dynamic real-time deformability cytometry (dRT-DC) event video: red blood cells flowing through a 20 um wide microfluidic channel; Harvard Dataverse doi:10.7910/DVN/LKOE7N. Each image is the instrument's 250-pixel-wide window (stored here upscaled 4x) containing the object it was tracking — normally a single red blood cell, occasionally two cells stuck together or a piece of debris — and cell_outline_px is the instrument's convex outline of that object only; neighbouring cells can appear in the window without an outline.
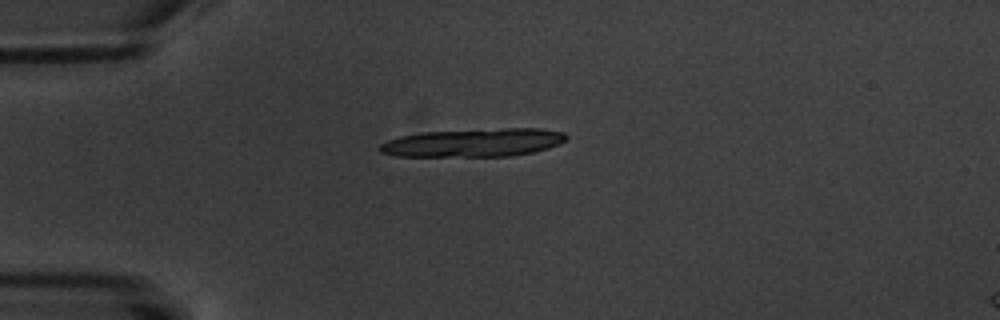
{"species": "common noctule bat (a hibernating species)", "species_latin": "Nyctalus noctula", "temperature_condition": "warm", "stored_images_in_passage": 1, "camera_frame_rate_fps": 3000, "um_per_image_px": 0.085, "animal": {"sex": "male", "body_mass_g": 20.1, "forearm_length_mm": 53.5}, "frame": {"image": 1, "passage_image": 1, "time_ms": 0.0, "image_size_px": [1000, 320], "cell_outline_px": [[568, 136], [560, 144], [548, 148], [532, 152], [512, 156], [396, 156], [380, 152], [376, 148], [380, 144], [388, 140], [400, 136], [424, 132], [504, 128], [540, 128], [564, 132]], "centroid_in_image_um": [40.25, 12.12], "position_along_channel_um": 44.7, "area_um2": 30.75}}